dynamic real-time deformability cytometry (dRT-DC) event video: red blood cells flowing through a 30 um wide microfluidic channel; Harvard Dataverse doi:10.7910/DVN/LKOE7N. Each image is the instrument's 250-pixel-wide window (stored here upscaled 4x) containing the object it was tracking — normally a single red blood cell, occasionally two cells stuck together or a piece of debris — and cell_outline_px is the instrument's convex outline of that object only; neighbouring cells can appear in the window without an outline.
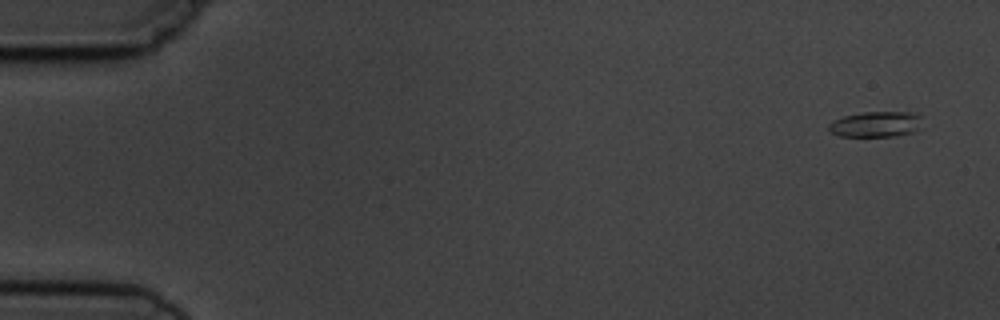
{"species": "common noctule bat (a hibernating species)", "species_latin": "Nyctalus noctula", "temperature_condition": "cold", "stored_images_in_passage": 6, "camera_frame_rate_fps": 3000, "um_per_image_px": 0.085, "animal": {"sex": "male", "body_mass_g": 19.5, "forearm_length_mm": 54.6}, "frame": {"image": 1, "passage_image": 1, "time_ms": 0.0, "image_size_px": [1000, 320], "cell_outline_px": [[920, 116], [912, 132], [896, 136], [840, 136], [832, 132], [828, 128], [828, 124], [844, 116], [864, 112], [916, 112]], "centroid_in_image_um": [74.39, 10.55], "position_along_channel_um": 10.6, "area_um2": 13.47}}
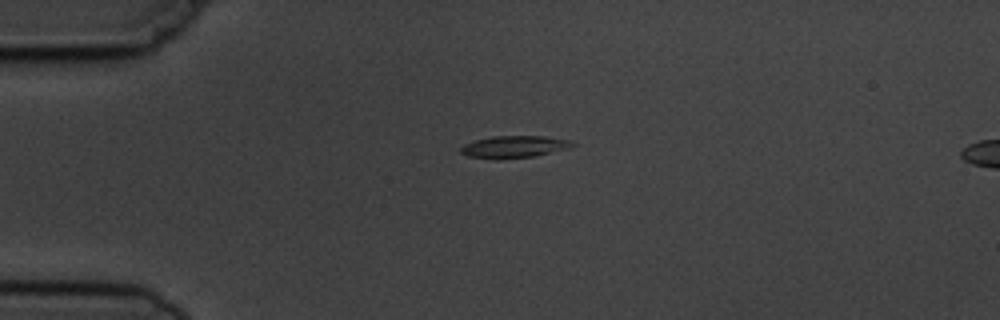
{"frame": {"image": 2, "passage_image": 4, "time_ms": 3.667, "image_size_px": [1000, 320], "cell_outline_px": [[576, 144], [572, 148], [532, 156], [468, 156], [460, 152], [460, 148], [464, 144], [476, 140], [492, 136], [544, 136], [572, 140]], "centroid_in_image_um": [43.81, 12.42], "position_along_channel_um": 41.2, "area_um2": 13.58}}
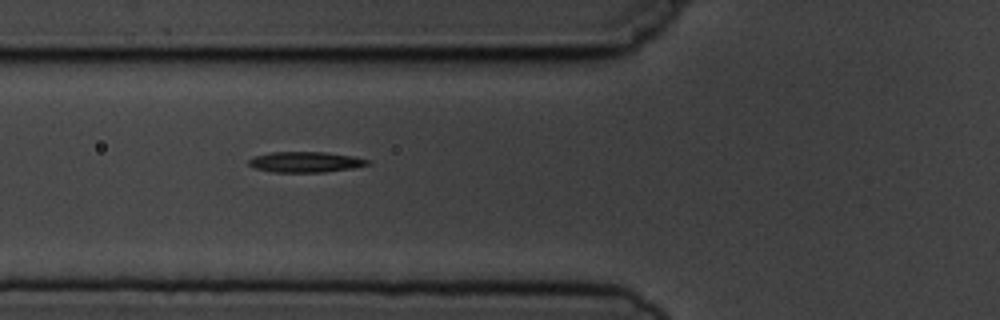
{"frame": {"image": 3, "passage_image": 6, "time_ms": 6.0, "image_size_px": [1000, 320], "cell_outline_px": [[372, 160], [368, 164], [352, 168], [324, 172], [272, 172], [256, 168], [248, 164], [248, 160], [252, 156], [268, 152], [324, 152], [356, 156]], "centroid_in_image_um": [25.96, 13.76], "position_along_channel_um": 99.8, "area_um2": 14.39}}